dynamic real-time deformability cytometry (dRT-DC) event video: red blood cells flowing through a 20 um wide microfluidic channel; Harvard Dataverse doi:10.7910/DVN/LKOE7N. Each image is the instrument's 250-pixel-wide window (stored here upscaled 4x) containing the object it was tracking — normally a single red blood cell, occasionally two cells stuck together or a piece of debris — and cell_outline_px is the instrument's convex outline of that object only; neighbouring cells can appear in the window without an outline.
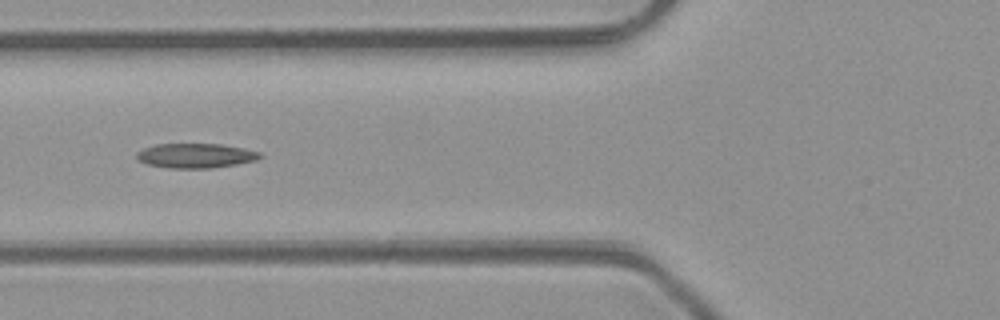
{"species": "common noctule bat (a hibernating species)", "species_latin": "Nyctalus noctula", "temperature_condition": "room temperature", "stored_images_in_passage": 4, "camera_frame_rate_fps": 3000, "um_per_image_px": 0.085, "animal": {"sex": "male", "body_mass_g": 23.1, "forearm_length_mm": 52.7}, "frame": {"image": 1, "passage_image": 4, "time_ms": 4.333, "image_size_px": [1000, 320], "cell_outline_px": [[264, 156], [256, 160], [236, 164], [212, 168], [172, 168], [148, 164], [136, 160], [136, 152], [144, 148], [156, 144], [220, 144], [244, 148], [260, 152]], "centroid_in_image_um": [16.63, 13.23], "position_along_channel_um": 109.2, "area_um2": 17.69}}